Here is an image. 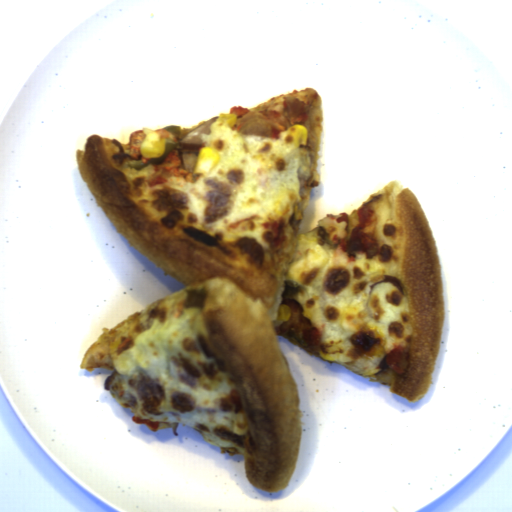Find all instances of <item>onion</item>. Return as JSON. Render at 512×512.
I'll list each match as a JSON object with an SVG mask.
<instances>
[{"label": "onion", "mask_w": 512, "mask_h": 512, "mask_svg": "<svg viewBox=\"0 0 512 512\" xmlns=\"http://www.w3.org/2000/svg\"><path fill=\"white\" fill-rule=\"evenodd\" d=\"M206 185L213 188L205 198L208 205L205 210V223H212L226 217L232 198L230 184L223 183L216 179H209Z\"/></svg>", "instance_id": "onion-1"}, {"label": "onion", "mask_w": 512, "mask_h": 512, "mask_svg": "<svg viewBox=\"0 0 512 512\" xmlns=\"http://www.w3.org/2000/svg\"><path fill=\"white\" fill-rule=\"evenodd\" d=\"M139 397H158L159 399L164 397V390L160 382H147L138 386Z\"/></svg>", "instance_id": "onion-2"}, {"label": "onion", "mask_w": 512, "mask_h": 512, "mask_svg": "<svg viewBox=\"0 0 512 512\" xmlns=\"http://www.w3.org/2000/svg\"><path fill=\"white\" fill-rule=\"evenodd\" d=\"M171 365L175 367L181 381L190 387H196L195 378L179 362L174 360L172 361Z\"/></svg>", "instance_id": "onion-3"}, {"label": "onion", "mask_w": 512, "mask_h": 512, "mask_svg": "<svg viewBox=\"0 0 512 512\" xmlns=\"http://www.w3.org/2000/svg\"><path fill=\"white\" fill-rule=\"evenodd\" d=\"M117 370H114L108 377L105 378L104 381V389L105 391L110 390L113 379L117 376Z\"/></svg>", "instance_id": "onion-4"}]
</instances>
